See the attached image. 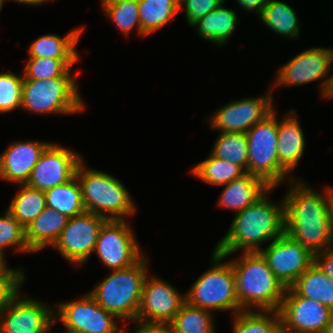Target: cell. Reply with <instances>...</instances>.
<instances>
[{
  "instance_id": "obj_37",
  "label": "cell",
  "mask_w": 333,
  "mask_h": 333,
  "mask_svg": "<svg viewBox=\"0 0 333 333\" xmlns=\"http://www.w3.org/2000/svg\"><path fill=\"white\" fill-rule=\"evenodd\" d=\"M23 74L0 72V113L21 109Z\"/></svg>"
},
{
  "instance_id": "obj_11",
  "label": "cell",
  "mask_w": 333,
  "mask_h": 333,
  "mask_svg": "<svg viewBox=\"0 0 333 333\" xmlns=\"http://www.w3.org/2000/svg\"><path fill=\"white\" fill-rule=\"evenodd\" d=\"M53 305L55 321H60L65 329L80 333H122L121 321L88 292L80 298Z\"/></svg>"
},
{
  "instance_id": "obj_27",
  "label": "cell",
  "mask_w": 333,
  "mask_h": 333,
  "mask_svg": "<svg viewBox=\"0 0 333 333\" xmlns=\"http://www.w3.org/2000/svg\"><path fill=\"white\" fill-rule=\"evenodd\" d=\"M180 0H138L141 37L151 35L173 22L180 12Z\"/></svg>"
},
{
  "instance_id": "obj_29",
  "label": "cell",
  "mask_w": 333,
  "mask_h": 333,
  "mask_svg": "<svg viewBox=\"0 0 333 333\" xmlns=\"http://www.w3.org/2000/svg\"><path fill=\"white\" fill-rule=\"evenodd\" d=\"M19 190L15 193L6 210L26 228L47 207L45 193L27 186L18 184Z\"/></svg>"
},
{
  "instance_id": "obj_35",
  "label": "cell",
  "mask_w": 333,
  "mask_h": 333,
  "mask_svg": "<svg viewBox=\"0 0 333 333\" xmlns=\"http://www.w3.org/2000/svg\"><path fill=\"white\" fill-rule=\"evenodd\" d=\"M102 10L109 20L113 22L117 30L124 37H128L133 28L141 37L140 15L138 1H119L112 3H100Z\"/></svg>"
},
{
  "instance_id": "obj_45",
  "label": "cell",
  "mask_w": 333,
  "mask_h": 333,
  "mask_svg": "<svg viewBox=\"0 0 333 333\" xmlns=\"http://www.w3.org/2000/svg\"><path fill=\"white\" fill-rule=\"evenodd\" d=\"M278 333H299L298 331H294L286 328L283 324L279 327Z\"/></svg>"
},
{
  "instance_id": "obj_43",
  "label": "cell",
  "mask_w": 333,
  "mask_h": 333,
  "mask_svg": "<svg viewBox=\"0 0 333 333\" xmlns=\"http://www.w3.org/2000/svg\"><path fill=\"white\" fill-rule=\"evenodd\" d=\"M14 1L15 3H20L23 5H30V6H41L42 4H47V2H53L54 0H11Z\"/></svg>"
},
{
  "instance_id": "obj_34",
  "label": "cell",
  "mask_w": 333,
  "mask_h": 333,
  "mask_svg": "<svg viewBox=\"0 0 333 333\" xmlns=\"http://www.w3.org/2000/svg\"><path fill=\"white\" fill-rule=\"evenodd\" d=\"M213 312L185 302L170 323L174 333H216Z\"/></svg>"
},
{
  "instance_id": "obj_1",
  "label": "cell",
  "mask_w": 333,
  "mask_h": 333,
  "mask_svg": "<svg viewBox=\"0 0 333 333\" xmlns=\"http://www.w3.org/2000/svg\"><path fill=\"white\" fill-rule=\"evenodd\" d=\"M283 195L285 233L313 253L333 245L331 203L333 187L319 191L302 179L288 181Z\"/></svg>"
},
{
  "instance_id": "obj_28",
  "label": "cell",
  "mask_w": 333,
  "mask_h": 333,
  "mask_svg": "<svg viewBox=\"0 0 333 333\" xmlns=\"http://www.w3.org/2000/svg\"><path fill=\"white\" fill-rule=\"evenodd\" d=\"M44 193L46 206L68 218L76 217L85 212L81 186L76 175L70 181L53 187Z\"/></svg>"
},
{
  "instance_id": "obj_25",
  "label": "cell",
  "mask_w": 333,
  "mask_h": 333,
  "mask_svg": "<svg viewBox=\"0 0 333 333\" xmlns=\"http://www.w3.org/2000/svg\"><path fill=\"white\" fill-rule=\"evenodd\" d=\"M259 18L271 32L287 39L300 38V21L295 10L280 0H270L261 11Z\"/></svg>"
},
{
  "instance_id": "obj_15",
  "label": "cell",
  "mask_w": 333,
  "mask_h": 333,
  "mask_svg": "<svg viewBox=\"0 0 333 333\" xmlns=\"http://www.w3.org/2000/svg\"><path fill=\"white\" fill-rule=\"evenodd\" d=\"M259 253L285 288L291 287L314 263V253L287 233L270 242Z\"/></svg>"
},
{
  "instance_id": "obj_33",
  "label": "cell",
  "mask_w": 333,
  "mask_h": 333,
  "mask_svg": "<svg viewBox=\"0 0 333 333\" xmlns=\"http://www.w3.org/2000/svg\"><path fill=\"white\" fill-rule=\"evenodd\" d=\"M79 60H58L51 58H28L23 69V80H46L55 77H77L81 70L72 72Z\"/></svg>"
},
{
  "instance_id": "obj_40",
  "label": "cell",
  "mask_w": 333,
  "mask_h": 333,
  "mask_svg": "<svg viewBox=\"0 0 333 333\" xmlns=\"http://www.w3.org/2000/svg\"><path fill=\"white\" fill-rule=\"evenodd\" d=\"M314 263L325 275L333 279V245L314 253Z\"/></svg>"
},
{
  "instance_id": "obj_48",
  "label": "cell",
  "mask_w": 333,
  "mask_h": 333,
  "mask_svg": "<svg viewBox=\"0 0 333 333\" xmlns=\"http://www.w3.org/2000/svg\"><path fill=\"white\" fill-rule=\"evenodd\" d=\"M51 333H53V330H51ZM60 333H80V332H76V331H72V330L64 328V330L62 332H60Z\"/></svg>"
},
{
  "instance_id": "obj_22",
  "label": "cell",
  "mask_w": 333,
  "mask_h": 333,
  "mask_svg": "<svg viewBox=\"0 0 333 333\" xmlns=\"http://www.w3.org/2000/svg\"><path fill=\"white\" fill-rule=\"evenodd\" d=\"M83 30V26H78L71 29L64 36L54 33L42 34L30 43L27 49L28 57L79 60L80 54L76 46L82 38Z\"/></svg>"
},
{
  "instance_id": "obj_10",
  "label": "cell",
  "mask_w": 333,
  "mask_h": 333,
  "mask_svg": "<svg viewBox=\"0 0 333 333\" xmlns=\"http://www.w3.org/2000/svg\"><path fill=\"white\" fill-rule=\"evenodd\" d=\"M127 220H106L98 233L94 252L108 270L134 265L145 253Z\"/></svg>"
},
{
  "instance_id": "obj_16",
  "label": "cell",
  "mask_w": 333,
  "mask_h": 333,
  "mask_svg": "<svg viewBox=\"0 0 333 333\" xmlns=\"http://www.w3.org/2000/svg\"><path fill=\"white\" fill-rule=\"evenodd\" d=\"M185 302V293L149 272L143 285L137 321L170 324Z\"/></svg>"
},
{
  "instance_id": "obj_5",
  "label": "cell",
  "mask_w": 333,
  "mask_h": 333,
  "mask_svg": "<svg viewBox=\"0 0 333 333\" xmlns=\"http://www.w3.org/2000/svg\"><path fill=\"white\" fill-rule=\"evenodd\" d=\"M147 257L144 254L134 265L112 270L88 292L101 307L120 321H137L143 285L148 275Z\"/></svg>"
},
{
  "instance_id": "obj_24",
  "label": "cell",
  "mask_w": 333,
  "mask_h": 333,
  "mask_svg": "<svg viewBox=\"0 0 333 333\" xmlns=\"http://www.w3.org/2000/svg\"><path fill=\"white\" fill-rule=\"evenodd\" d=\"M224 4L225 2L191 26L197 27L199 38L213 43L216 47L225 46L229 42L228 40L233 36L239 20L237 11L225 7Z\"/></svg>"
},
{
  "instance_id": "obj_41",
  "label": "cell",
  "mask_w": 333,
  "mask_h": 333,
  "mask_svg": "<svg viewBox=\"0 0 333 333\" xmlns=\"http://www.w3.org/2000/svg\"><path fill=\"white\" fill-rule=\"evenodd\" d=\"M136 328L130 333H174L170 324H159V323H146L134 321L132 322ZM123 328L122 333H129L128 328ZM128 329V330H127Z\"/></svg>"
},
{
  "instance_id": "obj_3",
  "label": "cell",
  "mask_w": 333,
  "mask_h": 333,
  "mask_svg": "<svg viewBox=\"0 0 333 333\" xmlns=\"http://www.w3.org/2000/svg\"><path fill=\"white\" fill-rule=\"evenodd\" d=\"M235 273L236 294L242 310L279 311L286 288L259 252H242L228 259Z\"/></svg>"
},
{
  "instance_id": "obj_9",
  "label": "cell",
  "mask_w": 333,
  "mask_h": 333,
  "mask_svg": "<svg viewBox=\"0 0 333 333\" xmlns=\"http://www.w3.org/2000/svg\"><path fill=\"white\" fill-rule=\"evenodd\" d=\"M333 63V49L325 47H311L295 55L278 70L275 79L270 83L271 89L278 87H294L320 81V95L322 99L329 90L332 75L329 74ZM272 84V85H271Z\"/></svg>"
},
{
  "instance_id": "obj_32",
  "label": "cell",
  "mask_w": 333,
  "mask_h": 333,
  "mask_svg": "<svg viewBox=\"0 0 333 333\" xmlns=\"http://www.w3.org/2000/svg\"><path fill=\"white\" fill-rule=\"evenodd\" d=\"M210 153L248 172V142L245 133H219Z\"/></svg>"
},
{
  "instance_id": "obj_2",
  "label": "cell",
  "mask_w": 333,
  "mask_h": 333,
  "mask_svg": "<svg viewBox=\"0 0 333 333\" xmlns=\"http://www.w3.org/2000/svg\"><path fill=\"white\" fill-rule=\"evenodd\" d=\"M271 187L254 204L235 214L227 230L216 243L214 250L226 257L237 251L259 252L262 244L270 243L285 233L284 199L271 202L267 195L273 193Z\"/></svg>"
},
{
  "instance_id": "obj_14",
  "label": "cell",
  "mask_w": 333,
  "mask_h": 333,
  "mask_svg": "<svg viewBox=\"0 0 333 333\" xmlns=\"http://www.w3.org/2000/svg\"><path fill=\"white\" fill-rule=\"evenodd\" d=\"M25 295L19 293L0 312V333H51L54 306Z\"/></svg>"
},
{
  "instance_id": "obj_18",
  "label": "cell",
  "mask_w": 333,
  "mask_h": 333,
  "mask_svg": "<svg viewBox=\"0 0 333 333\" xmlns=\"http://www.w3.org/2000/svg\"><path fill=\"white\" fill-rule=\"evenodd\" d=\"M279 315L282 324L299 333H324L333 319V310L318 301L286 288Z\"/></svg>"
},
{
  "instance_id": "obj_7",
  "label": "cell",
  "mask_w": 333,
  "mask_h": 333,
  "mask_svg": "<svg viewBox=\"0 0 333 333\" xmlns=\"http://www.w3.org/2000/svg\"><path fill=\"white\" fill-rule=\"evenodd\" d=\"M77 77L23 80L21 109L36 114L74 115L86 109Z\"/></svg>"
},
{
  "instance_id": "obj_8",
  "label": "cell",
  "mask_w": 333,
  "mask_h": 333,
  "mask_svg": "<svg viewBox=\"0 0 333 333\" xmlns=\"http://www.w3.org/2000/svg\"><path fill=\"white\" fill-rule=\"evenodd\" d=\"M276 113L277 111L273 110L245 133L248 142V173L262 178L275 188L295 179L279 163Z\"/></svg>"
},
{
  "instance_id": "obj_23",
  "label": "cell",
  "mask_w": 333,
  "mask_h": 333,
  "mask_svg": "<svg viewBox=\"0 0 333 333\" xmlns=\"http://www.w3.org/2000/svg\"><path fill=\"white\" fill-rule=\"evenodd\" d=\"M69 218L46 207L30 225L25 228V237L32 253H39L57 242Z\"/></svg>"
},
{
  "instance_id": "obj_12",
  "label": "cell",
  "mask_w": 333,
  "mask_h": 333,
  "mask_svg": "<svg viewBox=\"0 0 333 333\" xmlns=\"http://www.w3.org/2000/svg\"><path fill=\"white\" fill-rule=\"evenodd\" d=\"M268 88L266 95L231 100L218 108L208 117L209 119H205L209 121V129L217 130L219 133H247L275 109L273 90L271 86Z\"/></svg>"
},
{
  "instance_id": "obj_31",
  "label": "cell",
  "mask_w": 333,
  "mask_h": 333,
  "mask_svg": "<svg viewBox=\"0 0 333 333\" xmlns=\"http://www.w3.org/2000/svg\"><path fill=\"white\" fill-rule=\"evenodd\" d=\"M232 333H278V311L243 310L233 315Z\"/></svg>"
},
{
  "instance_id": "obj_26",
  "label": "cell",
  "mask_w": 333,
  "mask_h": 333,
  "mask_svg": "<svg viewBox=\"0 0 333 333\" xmlns=\"http://www.w3.org/2000/svg\"><path fill=\"white\" fill-rule=\"evenodd\" d=\"M300 296L318 301L333 310V279L313 263L291 286Z\"/></svg>"
},
{
  "instance_id": "obj_17",
  "label": "cell",
  "mask_w": 333,
  "mask_h": 333,
  "mask_svg": "<svg viewBox=\"0 0 333 333\" xmlns=\"http://www.w3.org/2000/svg\"><path fill=\"white\" fill-rule=\"evenodd\" d=\"M81 154L51 142L33 167L26 185L43 192L70 181L76 174Z\"/></svg>"
},
{
  "instance_id": "obj_4",
  "label": "cell",
  "mask_w": 333,
  "mask_h": 333,
  "mask_svg": "<svg viewBox=\"0 0 333 333\" xmlns=\"http://www.w3.org/2000/svg\"><path fill=\"white\" fill-rule=\"evenodd\" d=\"M76 177L81 186L85 211L106 220H127L137 211V205L123 182L110 173L79 163Z\"/></svg>"
},
{
  "instance_id": "obj_44",
  "label": "cell",
  "mask_w": 333,
  "mask_h": 333,
  "mask_svg": "<svg viewBox=\"0 0 333 333\" xmlns=\"http://www.w3.org/2000/svg\"><path fill=\"white\" fill-rule=\"evenodd\" d=\"M325 99L326 100L333 99V74H332L331 84H330L329 90L325 96Z\"/></svg>"
},
{
  "instance_id": "obj_21",
  "label": "cell",
  "mask_w": 333,
  "mask_h": 333,
  "mask_svg": "<svg viewBox=\"0 0 333 333\" xmlns=\"http://www.w3.org/2000/svg\"><path fill=\"white\" fill-rule=\"evenodd\" d=\"M223 187L217 203L234 213L254 204L271 188L262 178L248 172Z\"/></svg>"
},
{
  "instance_id": "obj_42",
  "label": "cell",
  "mask_w": 333,
  "mask_h": 333,
  "mask_svg": "<svg viewBox=\"0 0 333 333\" xmlns=\"http://www.w3.org/2000/svg\"><path fill=\"white\" fill-rule=\"evenodd\" d=\"M239 8H243L247 12L256 13L257 16L260 15L264 6L270 0H235Z\"/></svg>"
},
{
  "instance_id": "obj_6",
  "label": "cell",
  "mask_w": 333,
  "mask_h": 333,
  "mask_svg": "<svg viewBox=\"0 0 333 333\" xmlns=\"http://www.w3.org/2000/svg\"><path fill=\"white\" fill-rule=\"evenodd\" d=\"M211 256L210 268L204 271L185 293L186 302L210 312L231 311L233 316L243 310L236 294L232 264L215 250Z\"/></svg>"
},
{
  "instance_id": "obj_47",
  "label": "cell",
  "mask_w": 333,
  "mask_h": 333,
  "mask_svg": "<svg viewBox=\"0 0 333 333\" xmlns=\"http://www.w3.org/2000/svg\"><path fill=\"white\" fill-rule=\"evenodd\" d=\"M324 333H333V319L330 325L327 327L326 331Z\"/></svg>"
},
{
  "instance_id": "obj_19",
  "label": "cell",
  "mask_w": 333,
  "mask_h": 333,
  "mask_svg": "<svg viewBox=\"0 0 333 333\" xmlns=\"http://www.w3.org/2000/svg\"><path fill=\"white\" fill-rule=\"evenodd\" d=\"M49 141L18 140L11 142L0 154V179L14 184H26Z\"/></svg>"
},
{
  "instance_id": "obj_13",
  "label": "cell",
  "mask_w": 333,
  "mask_h": 333,
  "mask_svg": "<svg viewBox=\"0 0 333 333\" xmlns=\"http://www.w3.org/2000/svg\"><path fill=\"white\" fill-rule=\"evenodd\" d=\"M105 218L85 211L69 218L53 249L75 267L83 266L93 254Z\"/></svg>"
},
{
  "instance_id": "obj_49",
  "label": "cell",
  "mask_w": 333,
  "mask_h": 333,
  "mask_svg": "<svg viewBox=\"0 0 333 333\" xmlns=\"http://www.w3.org/2000/svg\"><path fill=\"white\" fill-rule=\"evenodd\" d=\"M331 216H332V232H333V195H332V203H331Z\"/></svg>"
},
{
  "instance_id": "obj_38",
  "label": "cell",
  "mask_w": 333,
  "mask_h": 333,
  "mask_svg": "<svg viewBox=\"0 0 333 333\" xmlns=\"http://www.w3.org/2000/svg\"><path fill=\"white\" fill-rule=\"evenodd\" d=\"M23 269L9 268L7 261L0 265V312L21 292L26 280Z\"/></svg>"
},
{
  "instance_id": "obj_46",
  "label": "cell",
  "mask_w": 333,
  "mask_h": 333,
  "mask_svg": "<svg viewBox=\"0 0 333 333\" xmlns=\"http://www.w3.org/2000/svg\"><path fill=\"white\" fill-rule=\"evenodd\" d=\"M119 1H138V0H101V3H112V2H119Z\"/></svg>"
},
{
  "instance_id": "obj_50",
  "label": "cell",
  "mask_w": 333,
  "mask_h": 333,
  "mask_svg": "<svg viewBox=\"0 0 333 333\" xmlns=\"http://www.w3.org/2000/svg\"><path fill=\"white\" fill-rule=\"evenodd\" d=\"M6 1H9V0H0V13H1Z\"/></svg>"
},
{
  "instance_id": "obj_39",
  "label": "cell",
  "mask_w": 333,
  "mask_h": 333,
  "mask_svg": "<svg viewBox=\"0 0 333 333\" xmlns=\"http://www.w3.org/2000/svg\"><path fill=\"white\" fill-rule=\"evenodd\" d=\"M225 0H180L179 10L185 12L187 25L190 27L207 15L210 11L219 7Z\"/></svg>"
},
{
  "instance_id": "obj_20",
  "label": "cell",
  "mask_w": 333,
  "mask_h": 333,
  "mask_svg": "<svg viewBox=\"0 0 333 333\" xmlns=\"http://www.w3.org/2000/svg\"><path fill=\"white\" fill-rule=\"evenodd\" d=\"M297 112L289 110L278 119V159L280 165L292 176L304 155L306 140L298 121Z\"/></svg>"
},
{
  "instance_id": "obj_36",
  "label": "cell",
  "mask_w": 333,
  "mask_h": 333,
  "mask_svg": "<svg viewBox=\"0 0 333 333\" xmlns=\"http://www.w3.org/2000/svg\"><path fill=\"white\" fill-rule=\"evenodd\" d=\"M12 248L17 253H29L30 251L25 237V228L5 209L0 216V259L4 262L6 251Z\"/></svg>"
},
{
  "instance_id": "obj_30",
  "label": "cell",
  "mask_w": 333,
  "mask_h": 333,
  "mask_svg": "<svg viewBox=\"0 0 333 333\" xmlns=\"http://www.w3.org/2000/svg\"><path fill=\"white\" fill-rule=\"evenodd\" d=\"M190 172L200 181L213 186L226 185L246 173L240 166L218 159L211 153L206 159L193 166Z\"/></svg>"
}]
</instances>
